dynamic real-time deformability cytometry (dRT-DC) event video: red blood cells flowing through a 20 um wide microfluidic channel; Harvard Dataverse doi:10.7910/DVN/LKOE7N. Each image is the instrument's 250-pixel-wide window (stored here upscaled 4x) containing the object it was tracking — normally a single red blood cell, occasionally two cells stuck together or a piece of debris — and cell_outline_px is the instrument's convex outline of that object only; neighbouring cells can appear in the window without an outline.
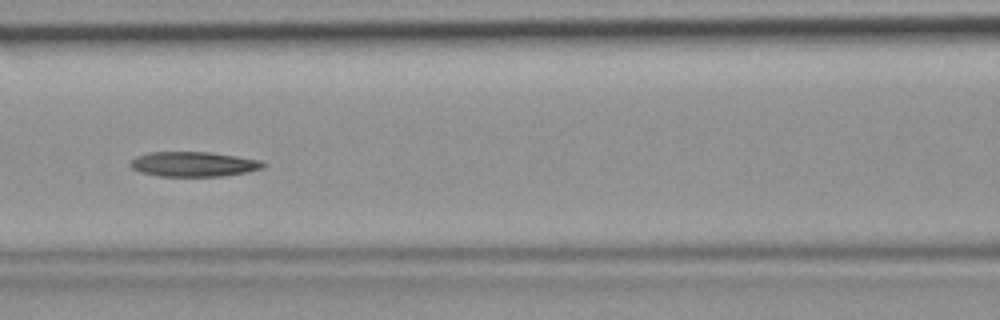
{"species": "common noctule bat (a hibernating species)", "species_latin": "Nyctalus noctula", "temperature_condition": "room temperature", "stored_images_in_passage": 50, "camera_frame_rate_fps": 3000, "um_per_image_px": 0.085, "animal": {"sex": "female", "body_mass_g": 19.9}, "frame": {"image": 1, "passage_image": 22, "time_ms": 7.0, "image_size_px": [1000, 320], "cell_outline_px": [[268, 164], [264, 168], [248, 172], [224, 176], [160, 176], [140, 172], [132, 168], [128, 164], [136, 156], [148, 152], [208, 152], [236, 156], [260, 160]], "centroid_in_image_um": [16.47, 13.95], "position_along_channel_um": 150.1, "area_um2": 19.36}}
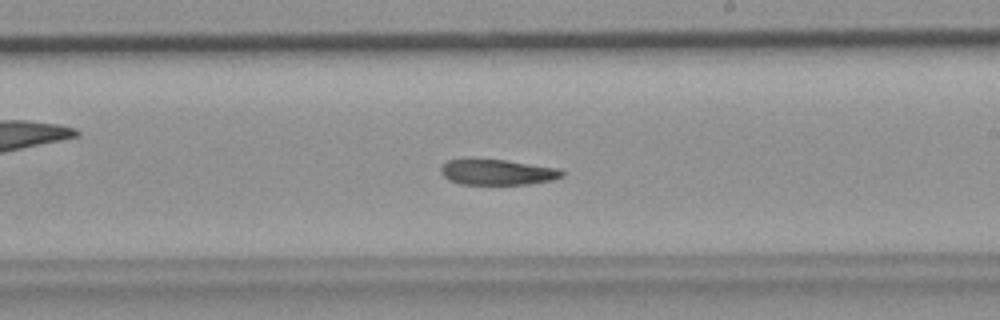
{"frame": {"image": 2, "passage_image": 29, "time_ms": 9.333, "image_size_px": [1000, 320], "cell_outline_px": [[564, 176], [552, 180], [528, 184], [460, 184], [448, 180], [440, 172], [440, 168], [448, 160], [504, 160], [560, 168], [564, 172]], "centroid_in_image_um": [42.31, 14.65], "position_along_channel_um": 246.7, "area_um2": 17.86}}
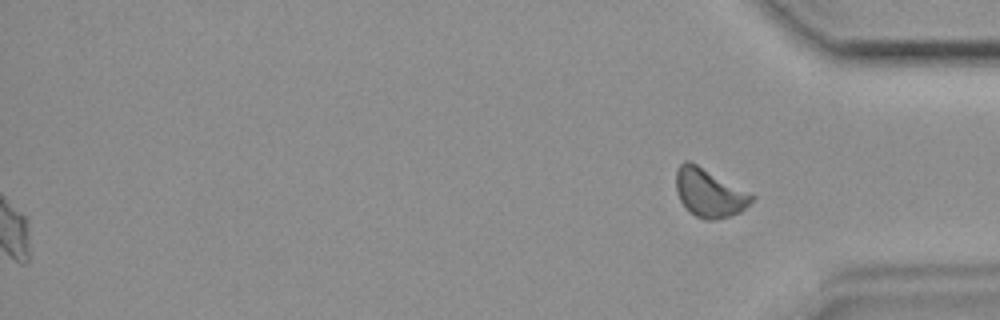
{"frame": {"image": 3, "passage_image": 50, "time_ms": 16.333, "image_size_px": [1000, 320], "cell_outline_px": [[756, 196], [740, 212], [716, 220], [704, 220], [696, 216], [680, 200], [676, 192], [676, 168], [684, 160], [688, 160], [696, 164]], "centroid_in_image_um": [60.26, 16.39], "position_along_channel_um": 374.9, "area_um2": 20.92}}